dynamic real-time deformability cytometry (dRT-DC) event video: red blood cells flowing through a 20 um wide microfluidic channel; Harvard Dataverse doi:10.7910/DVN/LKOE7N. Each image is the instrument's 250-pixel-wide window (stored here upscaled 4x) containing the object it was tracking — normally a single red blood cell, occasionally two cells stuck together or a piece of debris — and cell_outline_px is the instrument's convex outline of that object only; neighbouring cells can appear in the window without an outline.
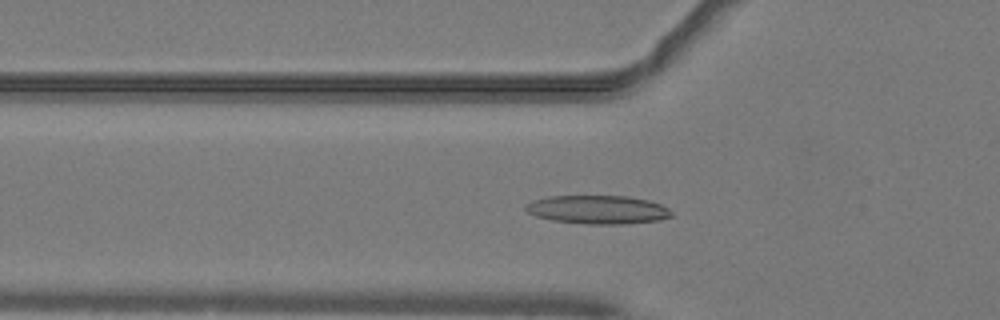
{"species": "common noctule bat (a hibernating species)", "species_latin": "Nyctalus noctula", "temperature_condition": "warm", "stored_images_in_passage": 52, "camera_frame_rate_fps": 3000, "um_per_image_px": 0.085, "animal": {"sex": "male", "body_mass_g": 19.2, "forearm_length_mm": 51.8}, "frame": {"image": 1, "passage_image": 18, "time_ms": 5.667, "image_size_px": [1000, 320], "cell_outline_px": [[672, 216], [660, 220], [620, 224], [588, 224], [552, 220], [536, 216], [528, 212], [524, 208], [524, 204], [532, 200], [548, 196], [628, 196], [648, 200], [660, 204], [668, 208], [672, 212]], "centroid_in_image_um": [50.79, 17.81], "position_along_channel_um": 75.0, "area_um2": 24.28}}
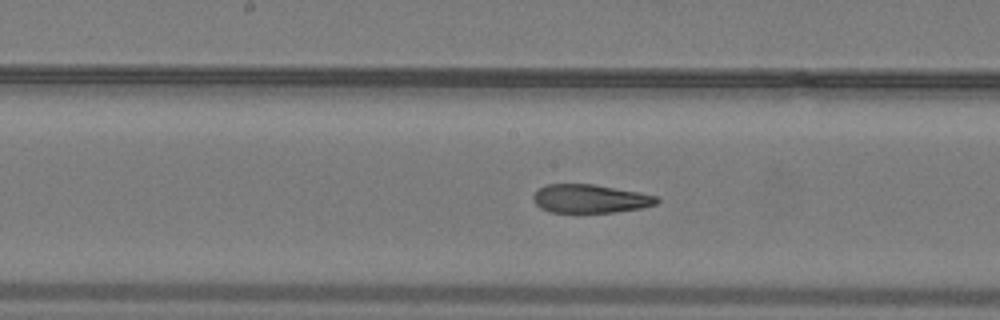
{"frame": {"image": 2, "passage_image": 27, "time_ms": 8.667, "image_size_px": [1000, 320], "cell_outline_px": [[660, 200], [656, 204], [640, 208], [612, 212], [548, 212], [540, 208], [532, 200], [532, 196], [540, 188], [548, 184], [592, 184], [640, 192], [656, 196]], "centroid_in_image_um": [50.14, 16.89], "position_along_channel_um": 198.1, "area_um2": 20.4}}
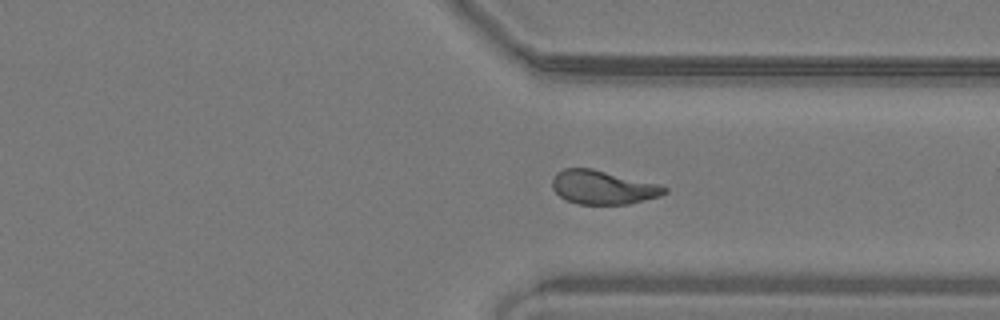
{"frame": {"image": 3, "passage_image": 39, "time_ms": 12.667, "image_size_px": [1000, 320], "cell_outline_px": [[668, 192], [660, 196], [628, 204], [576, 204], [564, 200], [552, 188], [552, 180], [556, 172], [564, 168], [592, 168], [660, 184], [668, 188]], "centroid_in_image_um": [51.24, 15.92], "position_along_channel_um": 360.2, "area_um2": 22.31}}